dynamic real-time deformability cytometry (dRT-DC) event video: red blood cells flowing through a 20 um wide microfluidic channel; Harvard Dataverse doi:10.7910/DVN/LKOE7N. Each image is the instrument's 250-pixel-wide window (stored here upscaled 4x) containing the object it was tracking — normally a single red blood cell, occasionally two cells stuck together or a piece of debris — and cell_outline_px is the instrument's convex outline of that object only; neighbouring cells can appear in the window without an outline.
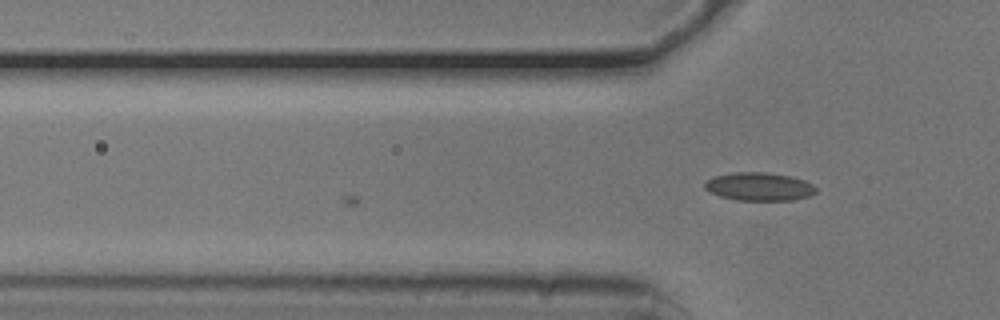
{"species": "common noctule bat (a hibernating species)", "species_latin": "Nyctalus noctula", "temperature_condition": "cold", "stored_images_in_passage": 15, "camera_frame_rate_fps": 3000, "um_per_image_px": 0.085, "animal": {"sex": "male", "body_mass_g": 20.5, "forearm_length_mm": 52.5}, "frame": {"image": 1, "passage_image": 15, "time_ms": 4.667, "image_size_px": [1000, 320], "cell_outline_px": [[816, 192], [812, 196], [792, 200], [736, 200], [720, 196], [704, 188], [704, 184], [712, 176], [732, 172], [764, 172], [792, 176], [804, 180], [812, 184], [816, 188]], "centroid_in_image_um": [64.55, 15.85], "position_along_channel_um": 61.3, "area_um2": 18.38}}